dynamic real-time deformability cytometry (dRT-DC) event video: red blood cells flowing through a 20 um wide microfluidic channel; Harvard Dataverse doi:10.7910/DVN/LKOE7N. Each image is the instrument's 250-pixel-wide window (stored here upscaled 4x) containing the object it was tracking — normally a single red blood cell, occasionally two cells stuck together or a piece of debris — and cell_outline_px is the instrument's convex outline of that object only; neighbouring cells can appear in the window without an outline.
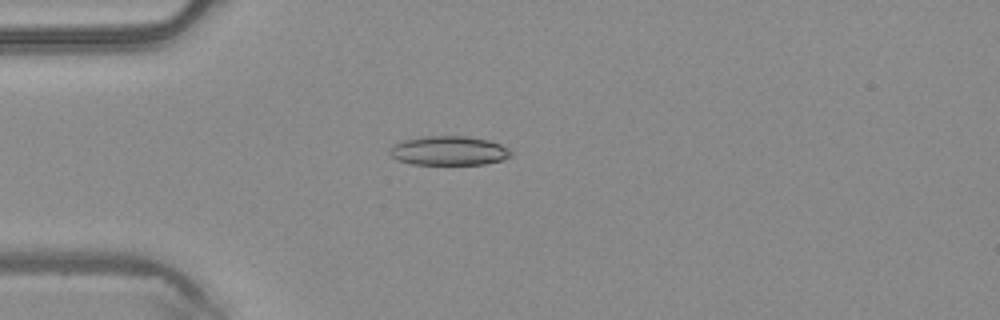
{"species": "common noctule bat (a hibernating species)", "species_latin": "Nyctalus noctula", "temperature_condition": "warm", "stored_images_in_passage": 2, "camera_frame_rate_fps": 3000, "um_per_image_px": 0.085, "animal": {"sex": "male", "body_mass_g": 20.4}, "frame": {"image": 1, "passage_image": 2, "time_ms": 0.333, "image_size_px": [1000, 320], "cell_outline_px": [[512, 156], [504, 160], [484, 164], [412, 164], [396, 160], [388, 152], [388, 148], [392, 144], [404, 140], [424, 136], [468, 136], [488, 140], [500, 144], [508, 148], [512, 152]], "centroid_in_image_um": [38.14, 12.81], "position_along_channel_um": 46.9, "area_um2": 20.87}}